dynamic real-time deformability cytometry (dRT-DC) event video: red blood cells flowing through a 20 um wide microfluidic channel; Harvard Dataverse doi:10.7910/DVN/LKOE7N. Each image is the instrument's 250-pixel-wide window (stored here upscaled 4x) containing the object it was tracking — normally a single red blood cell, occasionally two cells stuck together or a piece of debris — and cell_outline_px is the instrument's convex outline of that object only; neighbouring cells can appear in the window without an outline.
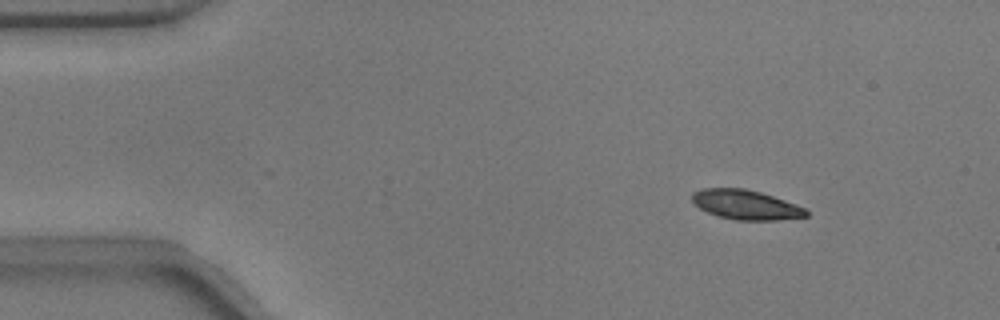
{"species": "common noctule bat (a hibernating species)", "species_latin": "Nyctalus noctula", "temperature_condition": "warm", "stored_images_in_passage": 48, "camera_frame_rate_fps": 3000, "um_per_image_px": 0.085, "animal": {"sex": "male", "body_mass_g": 17.9}, "frame": {"image": 1, "passage_image": 2, "time_ms": 0.333, "image_size_px": [1000, 320], "cell_outline_px": [[808, 216], [776, 220], [736, 220], [720, 216], [708, 212], [700, 208], [692, 200], [692, 192], [700, 188], [744, 188], [760, 192], [796, 204], [804, 208], [808, 212]], "centroid_in_image_um": [63.38, 17.39], "position_along_channel_um": 21.6, "area_um2": 19.48}}
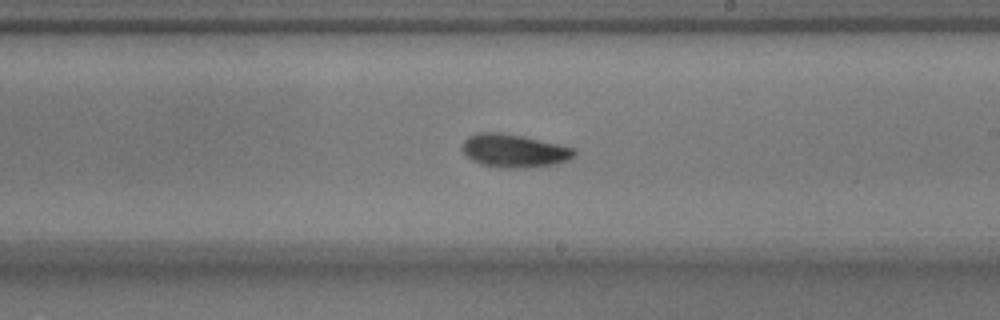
{"frame": {"image": 2, "passage_image": 26, "time_ms": 8.333, "image_size_px": [1000, 320], "cell_outline_px": [[576, 156], [568, 160], [556, 164], [524, 168], [500, 168], [480, 164], [472, 160], [460, 148], [464, 140], [468, 136], [476, 132], [500, 132], [524, 136], [576, 148]], "centroid_in_image_um": [43.7, 12.81], "position_along_channel_um": 245.3, "area_um2": 22.02}}
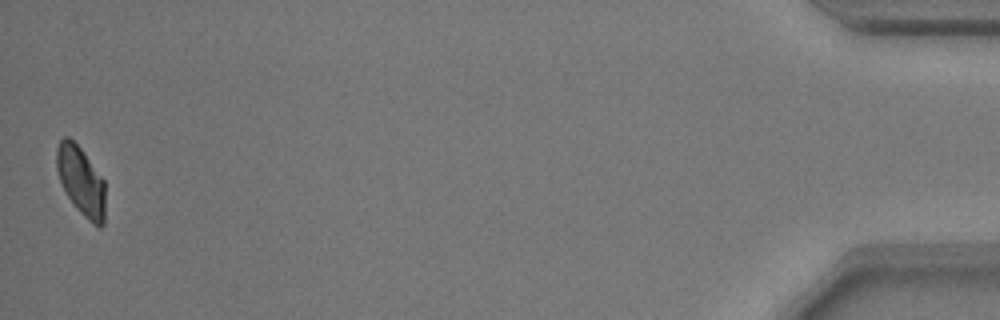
{"frame": {"image": 3, "passage_image": 48, "time_ms": 15.667, "image_size_px": [1000, 320], "cell_outline_px": [[104, 224], [100, 228], [92, 224], [76, 208], [68, 196], [60, 180], [56, 168], [56, 148], [60, 140], [64, 136], [68, 136], [80, 148], [104, 180]], "centroid_in_image_um": [6.88, 15.39], "position_along_channel_um": 428.3, "area_um2": 19.31}, "authors_computed_cell_mechanics": {"area_um2": 20.6346, "velocity_mm_per_s": 3.7777, "shape_relaxation_time_tau1_ms": 2.4555, "shape_relaxation_time_tau2_ms": 4.3674, "deformation_change_tau1": 0.1328, "deformation_change_tau2": 0.0854}}